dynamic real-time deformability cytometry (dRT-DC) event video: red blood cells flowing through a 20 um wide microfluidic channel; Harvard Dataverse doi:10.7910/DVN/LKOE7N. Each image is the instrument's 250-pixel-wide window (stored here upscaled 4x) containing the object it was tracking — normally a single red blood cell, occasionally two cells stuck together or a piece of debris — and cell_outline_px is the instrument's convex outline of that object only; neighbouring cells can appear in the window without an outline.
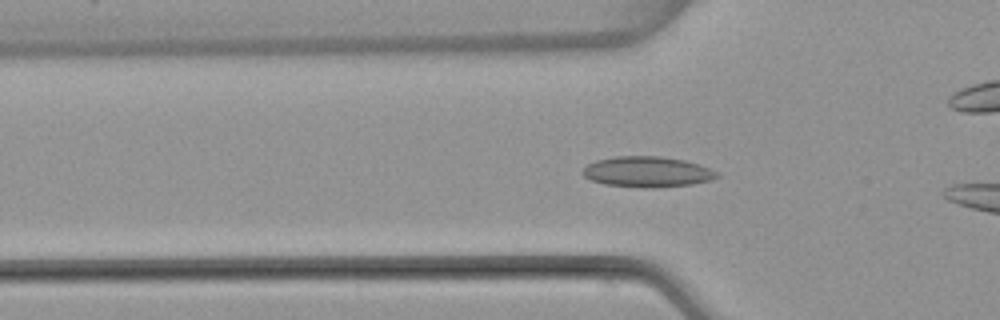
{"species": "common noctule bat (a hibernating species)", "species_latin": "Nyctalus noctula", "temperature_condition": "warm", "stored_images_in_passage": 44, "camera_frame_rate_fps": 3000, "um_per_image_px": 0.085, "animal": {"sex": "female", "body_mass_g": 22.7, "forearm_length_mm": 54.2}, "frame": {"image": 1, "passage_image": 8, "time_ms": 2.333, "image_size_px": [1000, 320], "cell_outline_px": [[720, 176], [708, 180], [692, 184], [652, 188], [644, 188], [604, 184], [592, 180], [584, 176], [580, 172], [588, 164], [596, 160], [616, 156], [660, 156], [684, 160], [708, 168], [716, 172]], "centroid_in_image_um": [54.97, 14.6], "position_along_channel_um": 70.8, "area_um2": 23.76}}
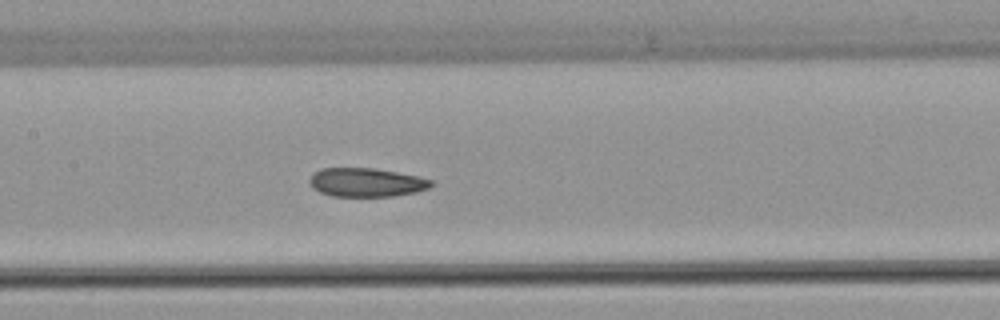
{"frame": {"image": 2, "passage_image": 16, "time_ms": 5.0, "image_size_px": [1000, 320], "cell_outline_px": [[432, 184], [428, 188], [416, 192], [392, 196], [332, 196], [320, 192], [312, 188], [308, 180], [320, 168], [372, 168], [396, 172], [416, 176], [432, 180]], "centroid_in_image_um": [31.11, 15.5], "position_along_channel_um": 176.3, "area_um2": 20.17}}
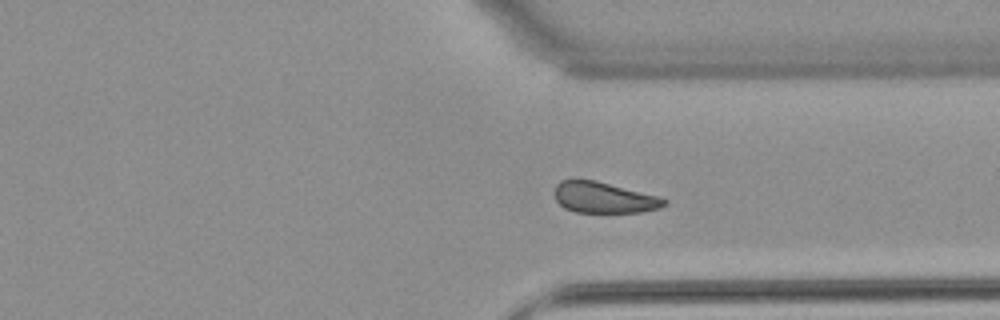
{"frame": {"image": 3, "passage_image": 30, "time_ms": 9.667, "image_size_px": [1000, 320], "cell_outline_px": [[668, 204], [660, 208], [640, 212], [576, 212], [564, 208], [556, 200], [552, 192], [556, 184], [560, 180], [596, 180], [660, 196], [668, 200]], "centroid_in_image_um": [51.34, 16.79], "position_along_channel_um": 360.1, "area_um2": 20.06}, "authors_computed_cell_mechanics": {"area_um2": 21.1548, "velocity_mm_per_s": 3.9354, "shape_relaxation_time_tau1_ms": 10.4999, "shape_relaxation_time_tau2_ms": 7.6221, "deformation_change_tau1": 0.148, "deformation_change_tau2": 0.1107}}